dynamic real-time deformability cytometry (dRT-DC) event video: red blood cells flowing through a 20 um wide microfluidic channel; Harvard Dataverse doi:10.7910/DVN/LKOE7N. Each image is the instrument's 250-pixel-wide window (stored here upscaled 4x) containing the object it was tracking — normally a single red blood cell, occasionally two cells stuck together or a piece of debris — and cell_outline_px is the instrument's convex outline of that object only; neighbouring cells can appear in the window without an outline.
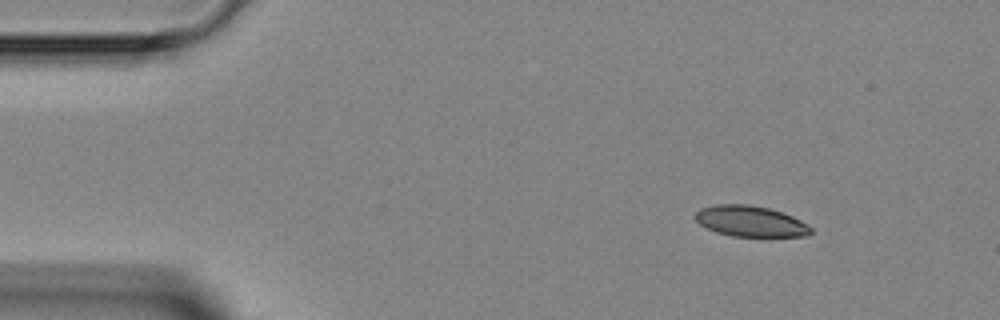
{"species": "Egyptian fruit bat (a non-hibernating species)", "species_latin": "Rousettus aegyptiacus", "temperature_condition": "room temperature", "stored_images_in_passage": 3, "camera_frame_rate_fps": 3000, "um_per_image_px": 0.085, "animal": {"sex": "female"}, "frame": {"image": 1, "passage_image": 1, "time_ms": 0.0, "image_size_px": [1000, 320], "cell_outline_px": [[812, 232], [808, 236], [732, 236], [716, 232], [700, 224], [692, 216], [700, 208], [716, 204], [748, 204], [768, 208], [792, 216], [808, 224], [812, 228]], "centroid_in_image_um": [63.77, 18.8], "position_along_channel_um": 21.2, "area_um2": 20.75}}